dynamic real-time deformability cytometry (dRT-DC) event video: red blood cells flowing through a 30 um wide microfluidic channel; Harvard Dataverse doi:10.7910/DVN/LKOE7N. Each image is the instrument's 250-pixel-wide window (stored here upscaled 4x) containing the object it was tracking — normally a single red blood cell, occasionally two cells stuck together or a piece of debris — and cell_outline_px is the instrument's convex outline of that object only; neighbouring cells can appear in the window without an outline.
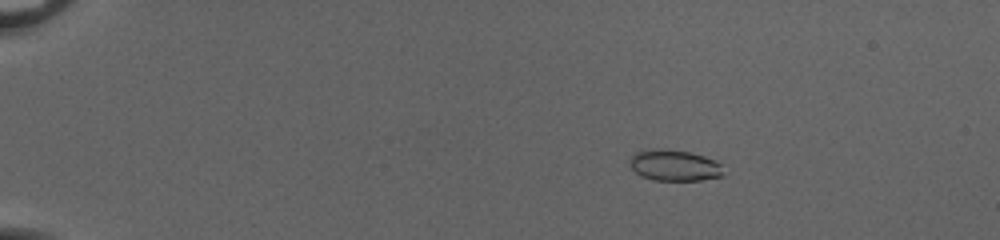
{"species": "common noctule bat (a hibernating species)", "species_latin": "Nyctalus noctula", "temperature_condition": "cold", "stored_images_in_passage": 53, "camera_frame_rate_fps": 3000, "um_per_image_px": 0.085, "animal": {"sex": "female", "body_mass_g": 20.0, "forearm_length_mm": 54.0}, "frame": {"image": 1, "passage_image": 10, "time_ms": 3.0, "image_size_px": [1000, 240], "cell_outline_px": [[724, 176], [700, 180], [652, 180], [640, 176], [632, 168], [632, 156], [636, 152], [644, 148], [660, 148], [688, 152], [704, 156], [720, 164]], "centroid_in_image_um": [57.3, 14.05], "position_along_channel_um": 27.7, "area_um2": 16.88}}
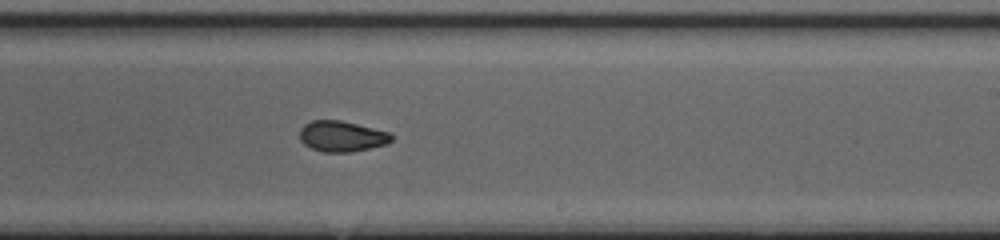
{"frame": {"image": 2, "passage_image": 35, "time_ms": 11.333, "image_size_px": [1000, 240], "cell_outline_px": [[392, 140], [388, 144], [348, 152], [324, 152], [312, 148], [304, 144], [300, 140], [300, 128], [304, 124], [312, 120], [340, 120], [392, 132]], "centroid_in_image_um": [29.06, 11.57], "position_along_channel_um": 259.9, "area_um2": 16.47}}
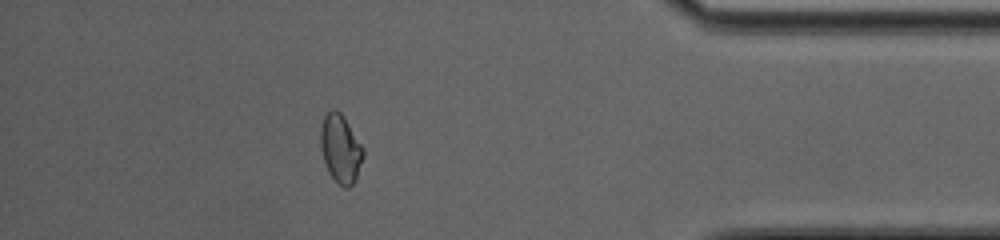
{"frame": {"image": 3, "passage_image": 48, "time_ms": 15.667, "image_size_px": [1000, 240], "cell_outline_px": [[364, 156], [356, 176], [352, 184], [348, 188], [344, 188], [328, 172], [320, 148], [320, 128], [324, 116], [332, 108], [336, 108], [344, 116], [364, 148]], "centroid_in_image_um": [28.94, 12.59], "position_along_channel_um": 406.3, "area_um2": 16.99}, "authors_computed_cell_mechanics": {"area_um2": 16.9932, "velocity_mm_per_s": 4.0681, "shape_relaxation_time_tau1_ms": 10.0553, "shape_relaxation_time_tau2_ms": 1.4865, "deformation_change_tau1": 0.1675, "deformation_change_tau2": 0.0587}}